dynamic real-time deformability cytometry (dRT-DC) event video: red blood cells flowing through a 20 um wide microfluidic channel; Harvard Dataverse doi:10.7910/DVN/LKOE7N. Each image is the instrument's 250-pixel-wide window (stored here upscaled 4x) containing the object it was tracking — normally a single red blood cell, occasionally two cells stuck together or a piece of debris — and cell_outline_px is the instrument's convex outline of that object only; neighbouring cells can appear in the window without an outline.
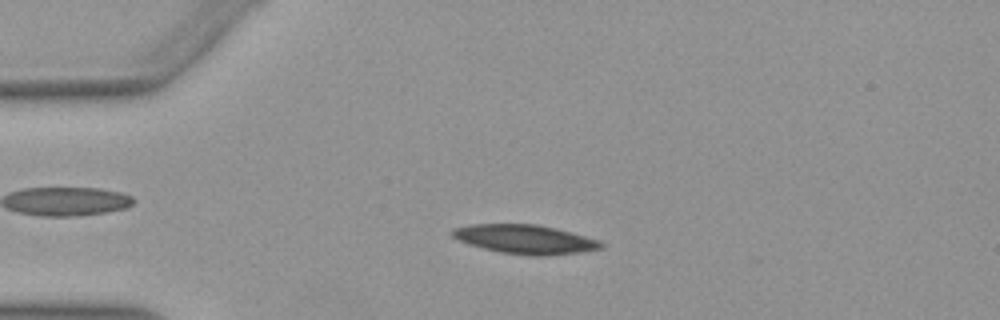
{"species": "Egyptian fruit bat (a non-hibernating species)", "species_latin": "Rousettus aegyptiacus", "temperature_condition": "warm", "stored_images_in_passage": 50, "camera_frame_rate_fps": 3000, "um_per_image_px": 0.085, "animal": {"sex": "female"}, "frame": {"image": 1, "passage_image": 11, "time_ms": 3.333, "image_size_px": [1000, 320], "cell_outline_px": [[604, 244], [600, 248], [580, 252], [544, 256], [532, 256], [500, 252], [468, 244], [452, 236], [448, 232], [452, 228], [472, 224], [536, 224], [556, 228], [600, 240]], "centroid_in_image_um": [44.6, 20.33], "position_along_channel_um": 40.4, "area_um2": 25.14}}
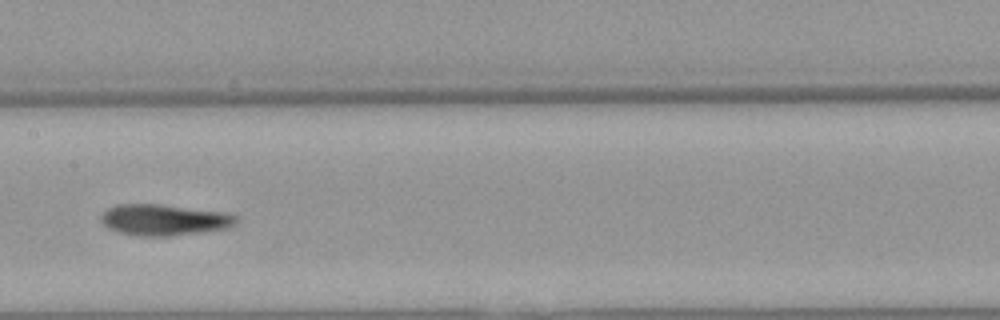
{"frame": {"image": 2, "passage_image": 25, "time_ms": 8.0, "image_size_px": [1000, 320], "cell_outline_px": [[236, 224], [228, 228], [168, 236], [136, 236], [116, 232], [108, 228], [100, 220], [100, 216], [108, 208], [116, 204], [160, 204], [228, 212], [236, 216]], "centroid_in_image_um": [13.92, 18.68], "position_along_channel_um": 193.5, "area_um2": 24.68}}
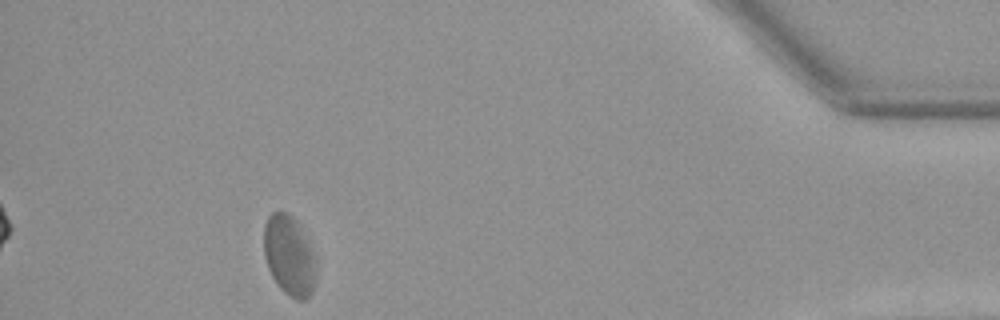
{"frame": {"image": 3, "passage_image": 46, "time_ms": 15.0, "image_size_px": [1000, 320], "cell_outline_px": [[316, 280], [312, 292], [304, 300], [296, 300], [288, 296], [280, 288], [272, 276], [268, 268], [264, 256], [264, 224], [268, 216], [272, 212], [284, 212], [300, 224], [312, 252], [316, 264]], "centroid_in_image_um": [24.58, 21.76], "position_along_channel_um": 410.6, "area_um2": 24.33}, "authors_computed_cell_mechanics": {"area_um2": 24.6806, "velocity_mm_per_s": 3.926, "shape_relaxation_time_tau1_ms": null, "shape_relaxation_time_tau2_ms": 3.0967, "deformation_change_tau1": null, "deformation_change_tau2": 0.1172}}